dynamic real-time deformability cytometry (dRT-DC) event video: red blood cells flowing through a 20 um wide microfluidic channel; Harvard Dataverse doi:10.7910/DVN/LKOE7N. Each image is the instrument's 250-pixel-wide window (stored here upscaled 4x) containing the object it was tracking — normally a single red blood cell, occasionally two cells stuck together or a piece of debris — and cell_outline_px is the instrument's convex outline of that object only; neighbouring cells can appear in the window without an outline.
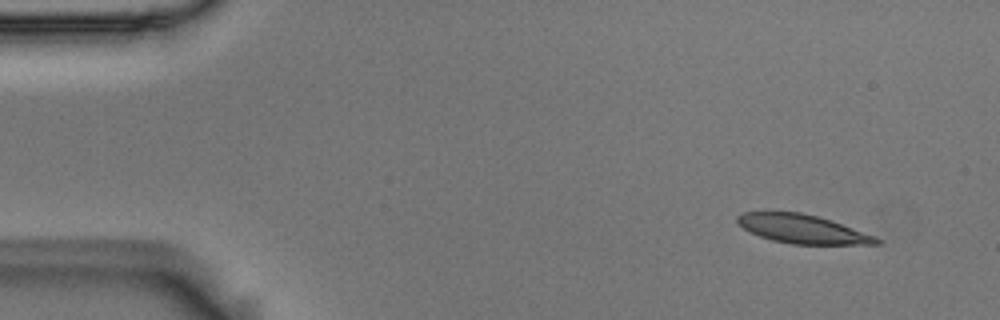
{"species": "Egyptian fruit bat (a non-hibernating species)", "species_latin": "Rousettus aegyptiacus", "temperature_condition": "room temperature", "stored_images_in_passage": 4, "camera_frame_rate_fps": 3000, "um_per_image_px": 0.085, "animal": {"sex": "male"}, "frame": {"image": 1, "passage_image": 1, "time_ms": 0.0, "image_size_px": [1000, 320], "cell_outline_px": [[880, 244], [792, 244], [772, 240], [760, 236], [736, 224], [736, 216], [744, 212], [800, 212], [816, 216], [876, 236], [880, 240]], "centroid_in_image_um": [68.16, 19.47], "position_along_channel_um": 16.8, "area_um2": 22.89}}
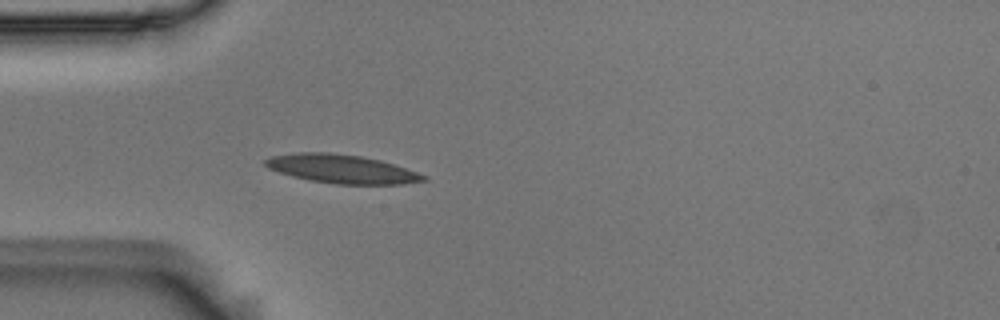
{"frame": {"image": 2, "passage_image": 4, "time_ms": 1.0, "image_size_px": [1000, 320], "cell_outline_px": [[428, 180], [404, 184], [336, 184], [308, 180], [292, 176], [268, 168], [264, 164], [264, 160], [272, 156], [296, 152], [328, 152], [360, 156], [380, 160], [428, 176]], "centroid_in_image_um": [29.03, 14.36], "position_along_channel_um": 56.0, "area_um2": 26.3}}